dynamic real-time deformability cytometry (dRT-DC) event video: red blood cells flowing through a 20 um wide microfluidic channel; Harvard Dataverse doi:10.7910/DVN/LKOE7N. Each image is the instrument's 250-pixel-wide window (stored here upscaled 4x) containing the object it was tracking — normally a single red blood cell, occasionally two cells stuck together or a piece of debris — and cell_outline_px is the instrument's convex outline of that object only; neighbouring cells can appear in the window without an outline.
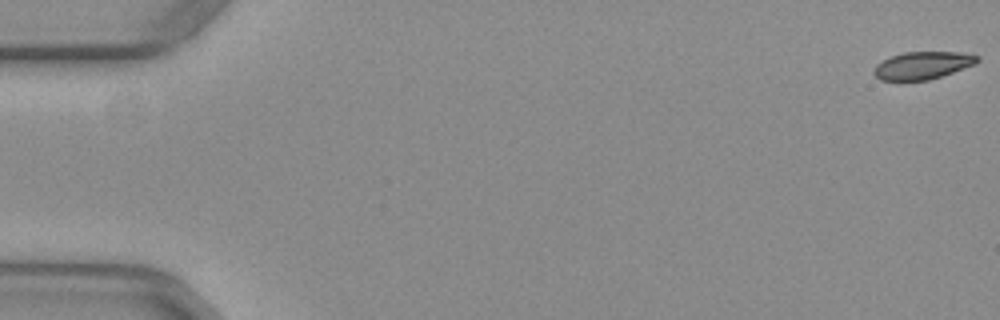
{"species": "common noctule bat (a hibernating species)", "species_latin": "Nyctalus noctula", "temperature_condition": "warm", "stored_images_in_passage": 53, "camera_frame_rate_fps": 3000, "um_per_image_px": 0.085, "animal": {"sex": "female", "body_mass_g": 29.2, "forearm_length_mm": 56.3}, "frame": {"image": 1, "passage_image": 1, "time_ms": 0.0, "image_size_px": [1000, 320], "cell_outline_px": [[980, 60], [972, 64], [952, 72], [928, 80], [880, 80], [872, 72], [876, 64], [892, 56], [904, 52], [960, 52], [980, 56]], "centroid_in_image_um": [78.39, 5.55], "position_along_channel_um": 6.6, "area_um2": 16.3}}
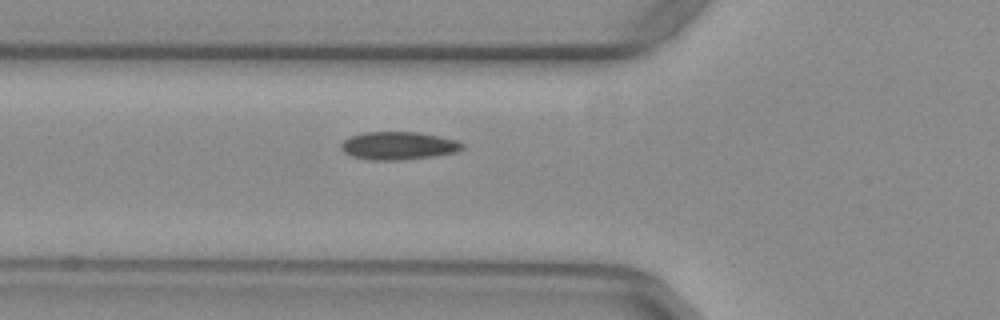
{"frame": {"image": 2, "passage_image": 20, "time_ms": 6.333, "image_size_px": [1000, 320], "cell_outline_px": [[464, 148], [456, 152], [432, 156], [400, 160], [368, 160], [352, 156], [344, 152], [340, 148], [340, 144], [348, 136], [364, 132], [420, 132], [456, 140], [464, 144]], "centroid_in_image_um": [33.83, 12.38], "position_along_channel_um": 92.0, "area_um2": 19.83}}
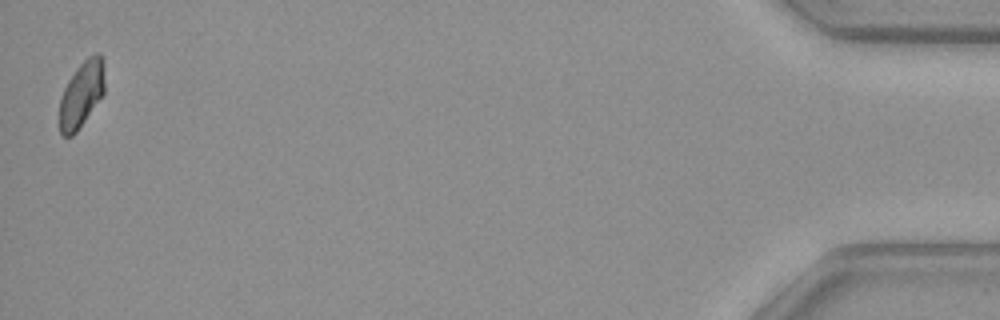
{"frame": {"image": 3, "passage_image": 53, "time_ms": 17.333, "image_size_px": [1000, 320], "cell_outline_px": [[104, 92], [76, 132], [72, 136], [64, 136], [60, 132], [60, 96], [68, 80], [76, 68], [88, 56], [96, 52], [100, 52], [104, 56]], "centroid_in_image_um": [6.94, 7.94], "position_along_channel_um": 428.3, "area_um2": 17.34}}